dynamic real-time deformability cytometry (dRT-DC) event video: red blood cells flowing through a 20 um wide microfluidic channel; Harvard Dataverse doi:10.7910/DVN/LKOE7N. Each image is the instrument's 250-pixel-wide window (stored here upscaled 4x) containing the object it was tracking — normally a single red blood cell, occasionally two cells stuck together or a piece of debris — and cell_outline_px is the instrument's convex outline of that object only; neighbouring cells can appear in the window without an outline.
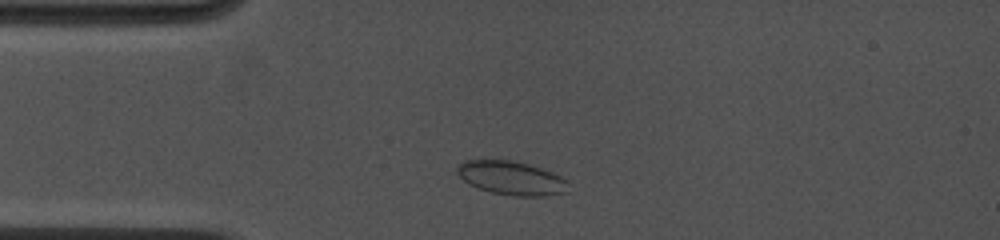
{"species": "common noctule bat (a hibernating species)", "species_latin": "Nyctalus noctula", "temperature_condition": "cold", "stored_images_in_passage": 3, "camera_frame_rate_fps": 4500, "um_per_image_px": 0.085, "animal": {"sex": "female", "body_mass_g": 19.0, "forearm_length_mm": 53.3}, "frame": {"image": 1, "passage_image": 2, "time_ms": 0.889, "image_size_px": [1000, 240], "cell_outline_px": [[568, 192], [544, 196], [516, 196], [492, 192], [468, 184], [456, 172], [456, 168], [464, 160], [508, 160], [528, 164], [552, 172], [568, 180]], "centroid_in_image_um": [43.49, 15.14], "position_along_channel_um": 41.5, "area_um2": 21.73}}